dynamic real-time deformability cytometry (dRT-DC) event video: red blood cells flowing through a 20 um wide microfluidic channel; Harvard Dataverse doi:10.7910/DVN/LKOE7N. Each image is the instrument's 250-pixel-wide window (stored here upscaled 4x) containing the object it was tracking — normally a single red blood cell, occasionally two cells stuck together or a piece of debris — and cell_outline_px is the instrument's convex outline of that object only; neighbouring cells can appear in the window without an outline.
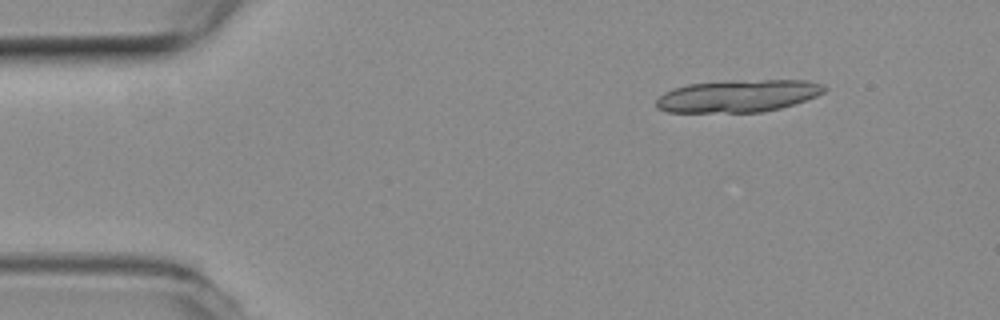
{"species": "common noctule bat (a hibernating species)", "species_latin": "Nyctalus noctula", "temperature_condition": "room temperature", "stored_images_in_passage": 2, "camera_frame_rate_fps": 3000, "um_per_image_px": 0.085, "animal": {"sex": "female", "body_mass_g": 19.3, "forearm_length_mm": 54.1}, "frame": {"image": 1, "passage_image": 2, "time_ms": 0.333, "image_size_px": [1000, 320], "cell_outline_px": [[828, 88], [824, 92], [816, 96], [780, 108], [764, 112], [668, 112], [656, 108], [656, 100], [664, 92], [672, 88], [688, 84], [736, 80], [804, 80], [824, 84]], "centroid_in_image_um": [62.72, 8.15], "position_along_channel_um": 22.3, "area_um2": 31.73}}